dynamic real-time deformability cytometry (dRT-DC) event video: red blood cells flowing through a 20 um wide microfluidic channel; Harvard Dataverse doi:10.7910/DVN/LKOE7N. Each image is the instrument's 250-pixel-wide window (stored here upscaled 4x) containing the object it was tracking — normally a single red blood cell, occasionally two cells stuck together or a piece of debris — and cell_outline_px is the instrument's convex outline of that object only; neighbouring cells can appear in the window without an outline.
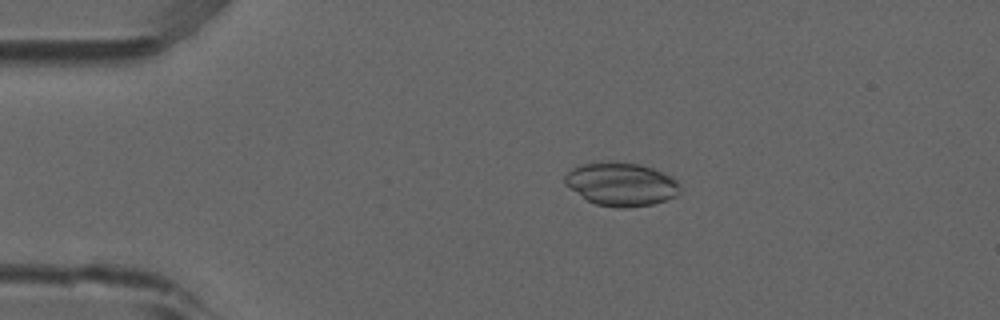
{"species": "common noctule bat (a hibernating species)", "species_latin": "Nyctalus noctula", "temperature_condition": "room temperature", "stored_images_in_passage": 5, "camera_frame_rate_fps": 3000, "um_per_image_px": 0.085, "animal": {"sex": "male", "forearm_length_mm": 52.5}, "frame": {"image": 1, "passage_image": 5, "time_ms": 1.333, "image_size_px": [1000, 320], "cell_outline_px": [[680, 192], [676, 196], [652, 204], [624, 208], [616, 208], [596, 204], [588, 200], [564, 184], [564, 176], [572, 168], [584, 164], [640, 164], [652, 168], [672, 176], [680, 184]], "centroid_in_image_um": [52.83, 15.69], "position_along_channel_um": 32.2, "area_um2": 28.38}}